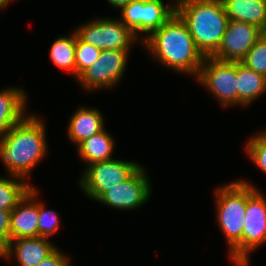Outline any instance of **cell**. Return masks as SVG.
Listing matches in <instances>:
<instances>
[{"label":"cell","mask_w":266,"mask_h":266,"mask_svg":"<svg viewBox=\"0 0 266 266\" xmlns=\"http://www.w3.org/2000/svg\"><path fill=\"white\" fill-rule=\"evenodd\" d=\"M43 120L38 114H27L0 137V160L8 175L30 181L34 168L48 155L46 122Z\"/></svg>","instance_id":"1"},{"label":"cell","mask_w":266,"mask_h":266,"mask_svg":"<svg viewBox=\"0 0 266 266\" xmlns=\"http://www.w3.org/2000/svg\"><path fill=\"white\" fill-rule=\"evenodd\" d=\"M141 47L155 61L168 70L196 78L205 57L198 50L188 27L175 14L159 29L141 42ZM144 46V47H143Z\"/></svg>","instance_id":"2"},{"label":"cell","mask_w":266,"mask_h":266,"mask_svg":"<svg viewBox=\"0 0 266 266\" xmlns=\"http://www.w3.org/2000/svg\"><path fill=\"white\" fill-rule=\"evenodd\" d=\"M216 220L228 246L232 264L243 266V228L247 206V184L239 179L214 190Z\"/></svg>","instance_id":"3"},{"label":"cell","mask_w":266,"mask_h":266,"mask_svg":"<svg viewBox=\"0 0 266 266\" xmlns=\"http://www.w3.org/2000/svg\"><path fill=\"white\" fill-rule=\"evenodd\" d=\"M176 13L188 27L198 50L212 57L221 45L229 18L221 0H185Z\"/></svg>","instance_id":"4"},{"label":"cell","mask_w":266,"mask_h":266,"mask_svg":"<svg viewBox=\"0 0 266 266\" xmlns=\"http://www.w3.org/2000/svg\"><path fill=\"white\" fill-rule=\"evenodd\" d=\"M141 165L137 161L118 158L91 163L79 176V189L96 202L105 192L128 179Z\"/></svg>","instance_id":"5"},{"label":"cell","mask_w":266,"mask_h":266,"mask_svg":"<svg viewBox=\"0 0 266 266\" xmlns=\"http://www.w3.org/2000/svg\"><path fill=\"white\" fill-rule=\"evenodd\" d=\"M76 28V29H75ZM77 36L85 43L102 50L131 51L141 41L118 17H96L74 27ZM133 44V45H132Z\"/></svg>","instance_id":"6"},{"label":"cell","mask_w":266,"mask_h":266,"mask_svg":"<svg viewBox=\"0 0 266 266\" xmlns=\"http://www.w3.org/2000/svg\"><path fill=\"white\" fill-rule=\"evenodd\" d=\"M237 62L205 57L195 78L223 108L238 106Z\"/></svg>","instance_id":"7"},{"label":"cell","mask_w":266,"mask_h":266,"mask_svg":"<svg viewBox=\"0 0 266 266\" xmlns=\"http://www.w3.org/2000/svg\"><path fill=\"white\" fill-rule=\"evenodd\" d=\"M120 20L142 42L154 30L159 29L176 12L169 1L134 0L121 10Z\"/></svg>","instance_id":"8"},{"label":"cell","mask_w":266,"mask_h":266,"mask_svg":"<svg viewBox=\"0 0 266 266\" xmlns=\"http://www.w3.org/2000/svg\"><path fill=\"white\" fill-rule=\"evenodd\" d=\"M131 51L102 50L98 60L87 68L76 80L83 92L111 90L118 87L127 70Z\"/></svg>","instance_id":"9"},{"label":"cell","mask_w":266,"mask_h":266,"mask_svg":"<svg viewBox=\"0 0 266 266\" xmlns=\"http://www.w3.org/2000/svg\"><path fill=\"white\" fill-rule=\"evenodd\" d=\"M248 179H240L247 184L246 217L243 228V266H249L250 255L266 244V197L260 188Z\"/></svg>","instance_id":"10"},{"label":"cell","mask_w":266,"mask_h":266,"mask_svg":"<svg viewBox=\"0 0 266 266\" xmlns=\"http://www.w3.org/2000/svg\"><path fill=\"white\" fill-rule=\"evenodd\" d=\"M151 187V179L141 165L128 179L105 192L96 202L115 210H136L151 198Z\"/></svg>","instance_id":"11"},{"label":"cell","mask_w":266,"mask_h":266,"mask_svg":"<svg viewBox=\"0 0 266 266\" xmlns=\"http://www.w3.org/2000/svg\"><path fill=\"white\" fill-rule=\"evenodd\" d=\"M263 33L256 25L229 20L221 45L212 57L222 61L241 62Z\"/></svg>","instance_id":"12"},{"label":"cell","mask_w":266,"mask_h":266,"mask_svg":"<svg viewBox=\"0 0 266 266\" xmlns=\"http://www.w3.org/2000/svg\"><path fill=\"white\" fill-rule=\"evenodd\" d=\"M57 245L50 239L38 237L11 240L7 248L0 254L5 261L15 259L20 266H38L49 256Z\"/></svg>","instance_id":"13"},{"label":"cell","mask_w":266,"mask_h":266,"mask_svg":"<svg viewBox=\"0 0 266 266\" xmlns=\"http://www.w3.org/2000/svg\"><path fill=\"white\" fill-rule=\"evenodd\" d=\"M39 189L33 187L11 211L10 241L19 238L38 237Z\"/></svg>","instance_id":"14"},{"label":"cell","mask_w":266,"mask_h":266,"mask_svg":"<svg viewBox=\"0 0 266 266\" xmlns=\"http://www.w3.org/2000/svg\"><path fill=\"white\" fill-rule=\"evenodd\" d=\"M105 117L97 107L79 106L70 116L67 136L76 147L105 128Z\"/></svg>","instance_id":"15"},{"label":"cell","mask_w":266,"mask_h":266,"mask_svg":"<svg viewBox=\"0 0 266 266\" xmlns=\"http://www.w3.org/2000/svg\"><path fill=\"white\" fill-rule=\"evenodd\" d=\"M21 87H11L0 90V137L19 123L29 112H26L27 93Z\"/></svg>","instance_id":"16"},{"label":"cell","mask_w":266,"mask_h":266,"mask_svg":"<svg viewBox=\"0 0 266 266\" xmlns=\"http://www.w3.org/2000/svg\"><path fill=\"white\" fill-rule=\"evenodd\" d=\"M229 20L256 25L266 32V0H221Z\"/></svg>","instance_id":"17"},{"label":"cell","mask_w":266,"mask_h":266,"mask_svg":"<svg viewBox=\"0 0 266 266\" xmlns=\"http://www.w3.org/2000/svg\"><path fill=\"white\" fill-rule=\"evenodd\" d=\"M116 143L113 135L105 128L99 133L85 139L77 146V155L85 167L94 162L113 159Z\"/></svg>","instance_id":"18"},{"label":"cell","mask_w":266,"mask_h":266,"mask_svg":"<svg viewBox=\"0 0 266 266\" xmlns=\"http://www.w3.org/2000/svg\"><path fill=\"white\" fill-rule=\"evenodd\" d=\"M238 107H247L266 93V77L237 62Z\"/></svg>","instance_id":"19"},{"label":"cell","mask_w":266,"mask_h":266,"mask_svg":"<svg viewBox=\"0 0 266 266\" xmlns=\"http://www.w3.org/2000/svg\"><path fill=\"white\" fill-rule=\"evenodd\" d=\"M71 34L58 36L53 41L49 51V57L52 63L63 71H67L76 81V32L72 30Z\"/></svg>","instance_id":"20"},{"label":"cell","mask_w":266,"mask_h":266,"mask_svg":"<svg viewBox=\"0 0 266 266\" xmlns=\"http://www.w3.org/2000/svg\"><path fill=\"white\" fill-rule=\"evenodd\" d=\"M6 176H0V209L13 210L34 185L17 176Z\"/></svg>","instance_id":"21"},{"label":"cell","mask_w":266,"mask_h":266,"mask_svg":"<svg viewBox=\"0 0 266 266\" xmlns=\"http://www.w3.org/2000/svg\"><path fill=\"white\" fill-rule=\"evenodd\" d=\"M245 144V153L250 162L266 174V129L254 132Z\"/></svg>","instance_id":"22"},{"label":"cell","mask_w":266,"mask_h":266,"mask_svg":"<svg viewBox=\"0 0 266 266\" xmlns=\"http://www.w3.org/2000/svg\"><path fill=\"white\" fill-rule=\"evenodd\" d=\"M241 62L266 77V32L257 39Z\"/></svg>","instance_id":"23"},{"label":"cell","mask_w":266,"mask_h":266,"mask_svg":"<svg viewBox=\"0 0 266 266\" xmlns=\"http://www.w3.org/2000/svg\"><path fill=\"white\" fill-rule=\"evenodd\" d=\"M100 53L99 48L83 42L76 34V79L98 60Z\"/></svg>","instance_id":"24"},{"label":"cell","mask_w":266,"mask_h":266,"mask_svg":"<svg viewBox=\"0 0 266 266\" xmlns=\"http://www.w3.org/2000/svg\"><path fill=\"white\" fill-rule=\"evenodd\" d=\"M38 197V213H39V224H38V236L42 238L50 239L49 237L55 235L59 230L61 220L59 214L54 210H48L46 205L39 201Z\"/></svg>","instance_id":"25"},{"label":"cell","mask_w":266,"mask_h":266,"mask_svg":"<svg viewBox=\"0 0 266 266\" xmlns=\"http://www.w3.org/2000/svg\"><path fill=\"white\" fill-rule=\"evenodd\" d=\"M11 211L0 209V254L10 242Z\"/></svg>","instance_id":"26"},{"label":"cell","mask_w":266,"mask_h":266,"mask_svg":"<svg viewBox=\"0 0 266 266\" xmlns=\"http://www.w3.org/2000/svg\"><path fill=\"white\" fill-rule=\"evenodd\" d=\"M71 257L57 247L38 266H71Z\"/></svg>","instance_id":"27"},{"label":"cell","mask_w":266,"mask_h":266,"mask_svg":"<svg viewBox=\"0 0 266 266\" xmlns=\"http://www.w3.org/2000/svg\"><path fill=\"white\" fill-rule=\"evenodd\" d=\"M134 0H107L108 4L115 10L120 11L125 5L131 3Z\"/></svg>","instance_id":"28"},{"label":"cell","mask_w":266,"mask_h":266,"mask_svg":"<svg viewBox=\"0 0 266 266\" xmlns=\"http://www.w3.org/2000/svg\"><path fill=\"white\" fill-rule=\"evenodd\" d=\"M185 0H175V2H174V0L171 2V5L175 8V9H177L183 2H184Z\"/></svg>","instance_id":"29"},{"label":"cell","mask_w":266,"mask_h":266,"mask_svg":"<svg viewBox=\"0 0 266 266\" xmlns=\"http://www.w3.org/2000/svg\"><path fill=\"white\" fill-rule=\"evenodd\" d=\"M8 3L5 0H0V12L3 11L6 7H8Z\"/></svg>","instance_id":"30"},{"label":"cell","mask_w":266,"mask_h":266,"mask_svg":"<svg viewBox=\"0 0 266 266\" xmlns=\"http://www.w3.org/2000/svg\"><path fill=\"white\" fill-rule=\"evenodd\" d=\"M7 3H8V5H10L11 4V2H14L13 0H5Z\"/></svg>","instance_id":"31"}]
</instances>
